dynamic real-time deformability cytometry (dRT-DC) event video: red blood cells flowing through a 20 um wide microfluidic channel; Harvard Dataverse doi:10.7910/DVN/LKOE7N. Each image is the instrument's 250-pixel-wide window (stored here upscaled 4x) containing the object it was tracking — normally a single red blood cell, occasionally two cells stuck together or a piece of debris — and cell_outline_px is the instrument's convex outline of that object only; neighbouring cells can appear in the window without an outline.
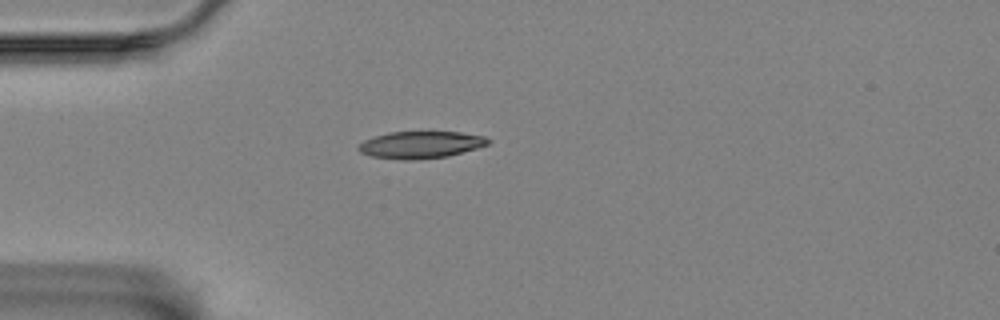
{"species": "Egyptian fruit bat (a non-hibernating species)", "species_latin": "Rousettus aegyptiacus", "temperature_condition": "room temperature", "stored_images_in_passage": 43, "camera_frame_rate_fps": 3000, "um_per_image_px": 0.085, "animal": {"sex": "female"}, "frame": {"image": 1, "passage_image": 1, "time_ms": 0.0, "image_size_px": [1000, 320], "cell_outline_px": [[492, 140], [488, 144], [476, 148], [448, 156], [408, 160], [404, 160], [372, 156], [360, 152], [356, 148], [364, 140], [388, 132], [460, 132], [484, 136]], "centroid_in_image_um": [35.76, 12.3], "position_along_channel_um": 49.2, "area_um2": 20.23}}
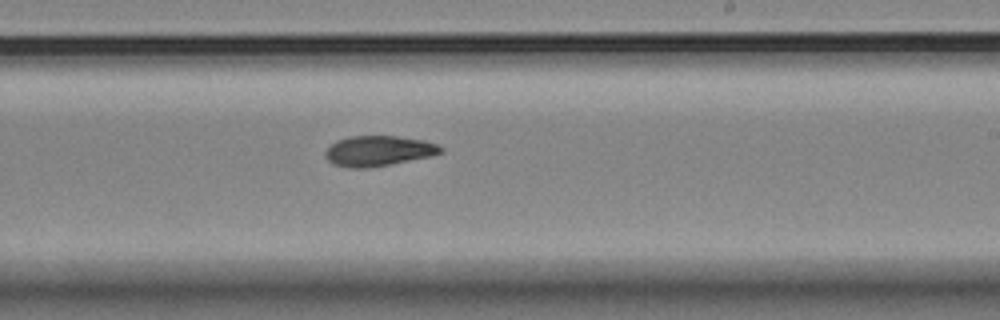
{"frame": {"image": 2, "passage_image": 20, "time_ms": 6.333, "image_size_px": [1000, 320], "cell_outline_px": [[444, 152], [432, 156], [392, 164], [368, 168], [348, 168], [332, 164], [324, 156], [324, 152], [336, 140], [348, 136], [396, 136], [424, 140], [436, 144], [444, 148]], "centroid_in_image_um": [32.17, 12.83], "position_along_channel_um": 256.8, "area_um2": 20.63}}
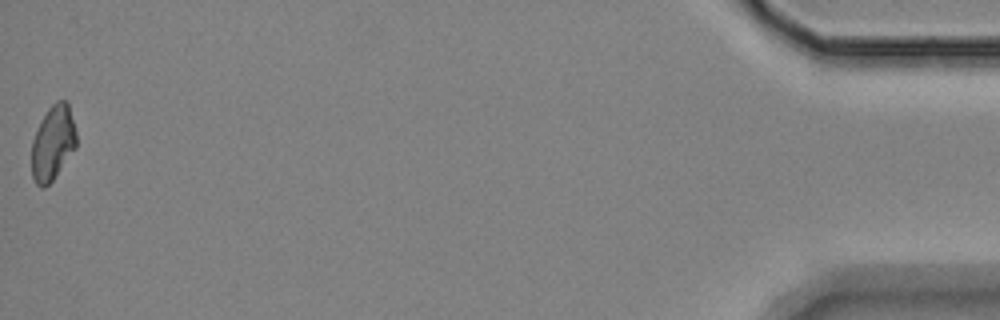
{"frame": {"image": 3, "passage_image": 43, "time_ms": 14.0, "image_size_px": [1000, 320], "cell_outline_px": [[76, 148], [52, 180], [44, 188], [40, 188], [36, 184], [32, 176], [32, 140], [48, 108], [56, 100], [68, 100], [76, 132]], "centroid_in_image_um": [4.51, 12.14], "position_along_channel_um": 430.7, "area_um2": 19.36}, "authors_computed_cell_mechanics": {"area_um2": 20.4034, "velocity_mm_per_s": 3.4651, "shape_relaxation_time_tau1_ms": 6.3775, "shape_relaxation_time_tau2_ms": 10.0247, "deformation_change_tau1": 0.1664, "deformation_change_tau2": 0.1674}}